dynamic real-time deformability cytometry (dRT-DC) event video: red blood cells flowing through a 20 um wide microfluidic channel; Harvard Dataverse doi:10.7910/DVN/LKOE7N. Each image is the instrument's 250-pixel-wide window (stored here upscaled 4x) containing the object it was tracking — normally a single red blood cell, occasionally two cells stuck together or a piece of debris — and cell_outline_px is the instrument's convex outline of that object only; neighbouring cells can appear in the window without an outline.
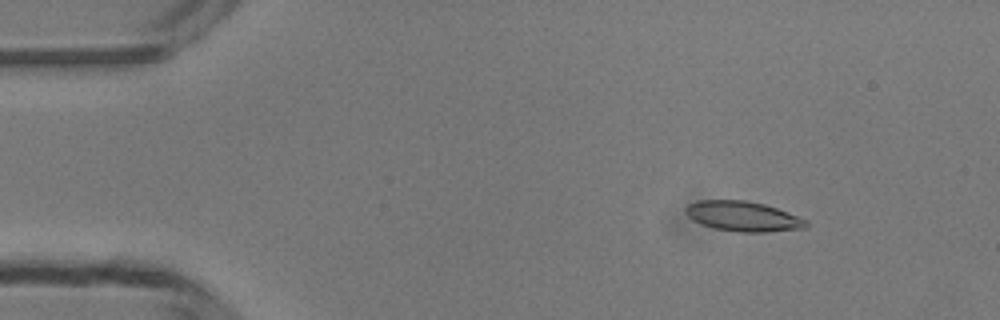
{"species": "common noctule bat (a hibernating species)", "species_latin": "Nyctalus noctula", "temperature_condition": "room temperature", "stored_images_in_passage": 48, "camera_frame_rate_fps": 3000, "um_per_image_px": 0.085, "animal": {"sex": "male", "body_mass_g": 13.3}, "frame": {"image": 1, "passage_image": 6, "time_ms": 1.667, "image_size_px": [1000, 320], "cell_outline_px": [[808, 228], [768, 232], [736, 232], [712, 228], [700, 224], [692, 220], [684, 212], [684, 208], [688, 204], [696, 200], [744, 200], [764, 204], [788, 212], [808, 220]], "centroid_in_image_um": [63.14, 18.39], "position_along_channel_um": 21.9, "area_um2": 21.44}}
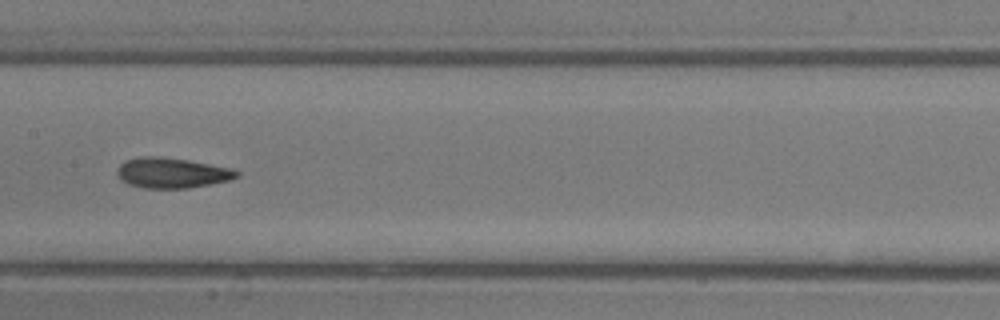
{"frame": {"image": 2, "passage_image": 24, "time_ms": 7.667, "image_size_px": [1000, 320], "cell_outline_px": [[240, 176], [228, 180], [188, 188], [144, 188], [128, 184], [120, 180], [116, 172], [120, 164], [124, 160], [140, 156], [160, 156], [188, 160], [232, 168], [240, 172]], "centroid_in_image_um": [14.58, 14.68], "position_along_channel_um": 192.8, "area_um2": 21.21}}
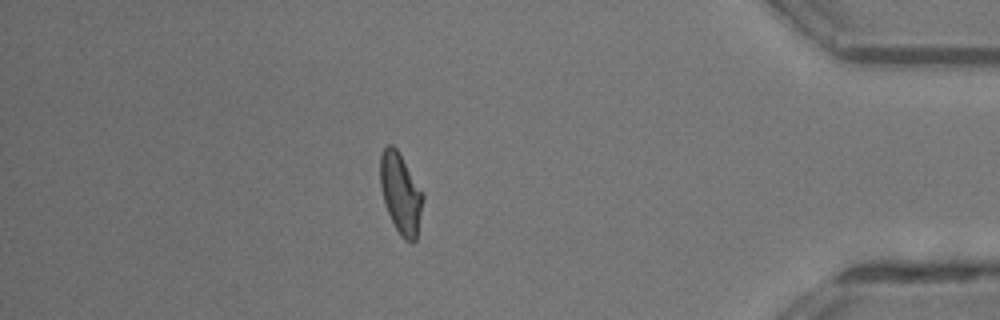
{"frame": {"image": 3, "passage_image": 42, "time_ms": 13.667, "image_size_px": [1000, 320], "cell_outline_px": [[424, 196], [416, 240], [412, 244], [404, 240], [400, 236], [384, 204], [380, 188], [380, 152], [388, 144], [392, 144], [396, 148], [424, 192]], "centroid_in_image_um": [34.06, 16.44], "position_along_channel_um": 401.1, "area_um2": 20.23}, "authors_computed_cell_mechanics": {"area_um2": 20.6346, "velocity_mm_per_s": 4.194, "shape_relaxation_time_tau1_ms": 5.5265, "shape_relaxation_time_tau2_ms": 2.3362, "deformation_change_tau1": 0.191, "deformation_change_tau2": 0.1079}}